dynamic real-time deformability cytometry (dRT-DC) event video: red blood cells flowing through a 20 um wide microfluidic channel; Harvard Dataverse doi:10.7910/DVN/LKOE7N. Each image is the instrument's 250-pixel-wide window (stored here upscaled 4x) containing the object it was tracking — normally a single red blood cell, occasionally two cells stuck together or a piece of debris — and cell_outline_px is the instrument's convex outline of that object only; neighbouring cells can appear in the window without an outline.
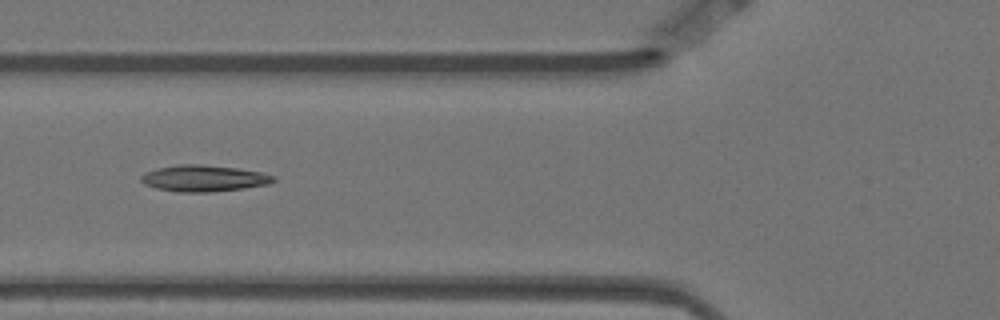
{"species": "Egyptian fruit bat (a non-hibernating species)", "species_latin": "Rousettus aegyptiacus", "temperature_condition": "warm", "stored_images_in_passage": 14, "camera_frame_rate_fps": 3000, "um_per_image_px": 0.085, "animal": {"sex": "female"}, "frame": {"image": 1, "passage_image": 5, "time_ms": 1.333, "image_size_px": [1000, 320], "cell_outline_px": [[276, 180], [268, 184], [244, 188], [208, 192], [180, 192], [156, 188], [144, 184], [140, 180], [140, 176], [144, 172], [156, 168], [180, 164], [200, 164], [236, 168], [260, 172], [276, 176]], "centroid_in_image_um": [17.29, 15.15], "position_along_channel_um": 108.5, "area_um2": 20.35}}
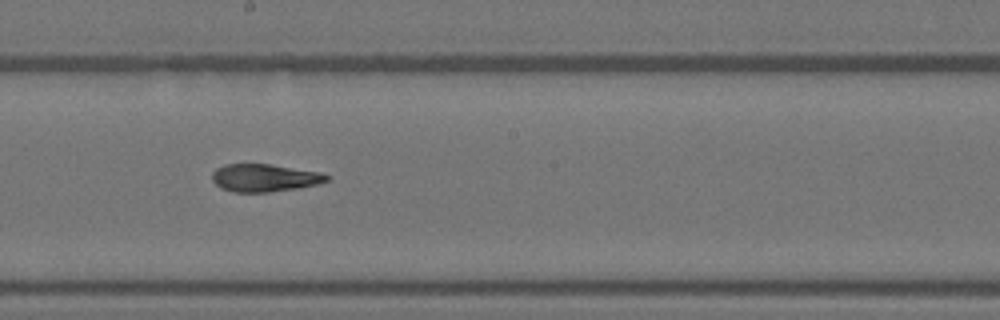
{"frame": {"image": 2, "passage_image": 8, "time_ms": 2.333, "image_size_px": [1000, 320], "cell_outline_px": [[328, 180], [316, 184], [296, 188], [268, 192], [232, 192], [220, 188], [212, 180], [212, 172], [216, 168], [224, 164], [268, 164], [320, 172], [328, 176]], "centroid_in_image_um": [22.41, 15.11], "position_along_channel_um": 225.8, "area_um2": 18.32}}
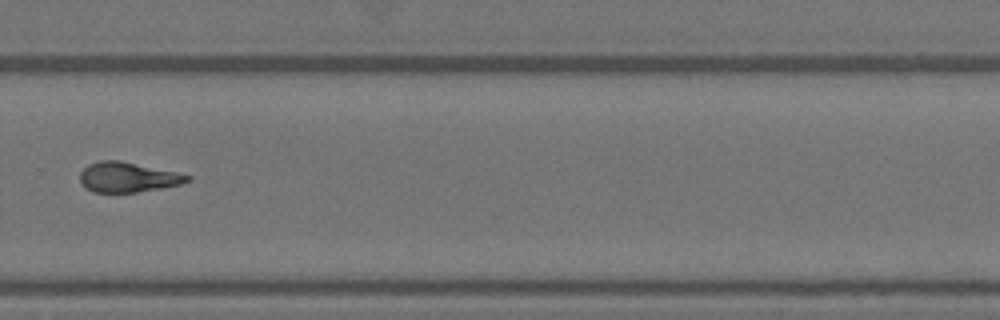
{"frame": {"image": 3, "passage_image": 10, "time_ms": 3.0, "image_size_px": [1000, 320], "cell_outline_px": [[192, 180], [180, 184], [160, 188], [136, 192], [92, 192], [84, 188], [80, 180], [80, 172], [88, 164], [100, 160], [120, 160], [176, 172], [192, 176]], "centroid_in_image_um": [10.84, 15.06], "position_along_channel_um": 319.0, "area_um2": 18.79}}